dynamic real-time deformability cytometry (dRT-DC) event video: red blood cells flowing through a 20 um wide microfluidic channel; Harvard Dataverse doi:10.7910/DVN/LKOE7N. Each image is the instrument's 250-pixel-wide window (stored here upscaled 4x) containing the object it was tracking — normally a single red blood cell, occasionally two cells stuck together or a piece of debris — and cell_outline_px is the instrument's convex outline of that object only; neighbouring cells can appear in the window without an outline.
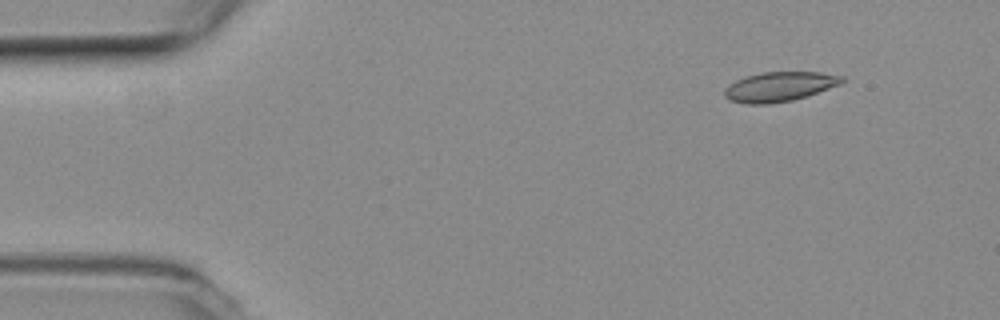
{"species": "common noctule bat (a hibernating species)", "species_latin": "Nyctalus noctula", "temperature_condition": "room temperature", "stored_images_in_passage": 2, "camera_frame_rate_fps": 3000, "um_per_image_px": 0.085, "animal": {"sex": "female", "body_mass_g": 19.3, "forearm_length_mm": 54.1}, "frame": {"image": 1, "passage_image": 2, "time_ms": 0.333, "image_size_px": [1000, 320], "cell_outline_px": [[844, 80], [840, 84], [808, 96], [792, 100], [768, 104], [744, 104], [728, 100], [724, 96], [724, 88], [728, 84], [744, 76], [764, 72], [820, 72], [844, 76]], "centroid_in_image_um": [66.21, 7.37], "position_along_channel_um": 18.8, "area_um2": 20.46}}